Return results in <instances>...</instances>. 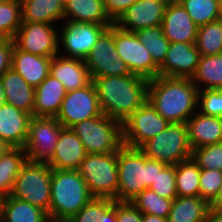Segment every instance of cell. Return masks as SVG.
<instances>
[{"label": "cell", "mask_w": 222, "mask_h": 222, "mask_svg": "<svg viewBox=\"0 0 222 222\" xmlns=\"http://www.w3.org/2000/svg\"><path fill=\"white\" fill-rule=\"evenodd\" d=\"M102 113L123 122L147 101L149 80L134 75L95 77L92 79Z\"/></svg>", "instance_id": "6da1fadb"}, {"label": "cell", "mask_w": 222, "mask_h": 222, "mask_svg": "<svg viewBox=\"0 0 222 222\" xmlns=\"http://www.w3.org/2000/svg\"><path fill=\"white\" fill-rule=\"evenodd\" d=\"M198 93L190 78L157 76L149 80L147 101L169 123H187L199 106Z\"/></svg>", "instance_id": "7a4b0ae2"}, {"label": "cell", "mask_w": 222, "mask_h": 222, "mask_svg": "<svg viewBox=\"0 0 222 222\" xmlns=\"http://www.w3.org/2000/svg\"><path fill=\"white\" fill-rule=\"evenodd\" d=\"M167 164L152 160L139 148L123 145L118 150V193L117 201L131 202L152 185Z\"/></svg>", "instance_id": "3957f363"}, {"label": "cell", "mask_w": 222, "mask_h": 222, "mask_svg": "<svg viewBox=\"0 0 222 222\" xmlns=\"http://www.w3.org/2000/svg\"><path fill=\"white\" fill-rule=\"evenodd\" d=\"M49 218L68 220L94 197L77 170L52 169Z\"/></svg>", "instance_id": "277c9868"}, {"label": "cell", "mask_w": 222, "mask_h": 222, "mask_svg": "<svg viewBox=\"0 0 222 222\" xmlns=\"http://www.w3.org/2000/svg\"><path fill=\"white\" fill-rule=\"evenodd\" d=\"M118 150L107 154H87L78 172L94 198H110L117 201Z\"/></svg>", "instance_id": "5b68a950"}, {"label": "cell", "mask_w": 222, "mask_h": 222, "mask_svg": "<svg viewBox=\"0 0 222 222\" xmlns=\"http://www.w3.org/2000/svg\"><path fill=\"white\" fill-rule=\"evenodd\" d=\"M70 128L88 154H107L123 146L122 124L104 114L78 122Z\"/></svg>", "instance_id": "8992f818"}, {"label": "cell", "mask_w": 222, "mask_h": 222, "mask_svg": "<svg viewBox=\"0 0 222 222\" xmlns=\"http://www.w3.org/2000/svg\"><path fill=\"white\" fill-rule=\"evenodd\" d=\"M52 168L47 162L27 161L21 167L10 194L46 211L49 216Z\"/></svg>", "instance_id": "52a82bcc"}, {"label": "cell", "mask_w": 222, "mask_h": 222, "mask_svg": "<svg viewBox=\"0 0 222 222\" xmlns=\"http://www.w3.org/2000/svg\"><path fill=\"white\" fill-rule=\"evenodd\" d=\"M139 149L147 158L167 165H177L191 158L187 123H170L162 132L143 143Z\"/></svg>", "instance_id": "ba28073f"}, {"label": "cell", "mask_w": 222, "mask_h": 222, "mask_svg": "<svg viewBox=\"0 0 222 222\" xmlns=\"http://www.w3.org/2000/svg\"><path fill=\"white\" fill-rule=\"evenodd\" d=\"M115 49L131 74L152 80L159 76V67L154 63L145 45L135 32L120 29L114 24Z\"/></svg>", "instance_id": "9c48e42d"}, {"label": "cell", "mask_w": 222, "mask_h": 222, "mask_svg": "<svg viewBox=\"0 0 222 222\" xmlns=\"http://www.w3.org/2000/svg\"><path fill=\"white\" fill-rule=\"evenodd\" d=\"M84 61L91 79L131 74L115 49L114 23L99 36L93 49Z\"/></svg>", "instance_id": "30bf717a"}, {"label": "cell", "mask_w": 222, "mask_h": 222, "mask_svg": "<svg viewBox=\"0 0 222 222\" xmlns=\"http://www.w3.org/2000/svg\"><path fill=\"white\" fill-rule=\"evenodd\" d=\"M170 123L146 101L122 124L123 145L139 148L143 143L162 132Z\"/></svg>", "instance_id": "8fae6325"}, {"label": "cell", "mask_w": 222, "mask_h": 222, "mask_svg": "<svg viewBox=\"0 0 222 222\" xmlns=\"http://www.w3.org/2000/svg\"><path fill=\"white\" fill-rule=\"evenodd\" d=\"M62 128L63 126L56 117L32 116L24 145L27 159L35 162H48L54 154Z\"/></svg>", "instance_id": "7c38bea8"}, {"label": "cell", "mask_w": 222, "mask_h": 222, "mask_svg": "<svg viewBox=\"0 0 222 222\" xmlns=\"http://www.w3.org/2000/svg\"><path fill=\"white\" fill-rule=\"evenodd\" d=\"M103 115L93 81L88 85L68 91L64 97L56 119L64 128L86 119Z\"/></svg>", "instance_id": "4fadbf2b"}, {"label": "cell", "mask_w": 222, "mask_h": 222, "mask_svg": "<svg viewBox=\"0 0 222 222\" xmlns=\"http://www.w3.org/2000/svg\"><path fill=\"white\" fill-rule=\"evenodd\" d=\"M59 36L48 23L22 22L13 38L14 45L27 53L54 57L59 53Z\"/></svg>", "instance_id": "5bb4252c"}, {"label": "cell", "mask_w": 222, "mask_h": 222, "mask_svg": "<svg viewBox=\"0 0 222 222\" xmlns=\"http://www.w3.org/2000/svg\"><path fill=\"white\" fill-rule=\"evenodd\" d=\"M112 24H96L66 21L60 30V41L65 57L85 59L99 36Z\"/></svg>", "instance_id": "9a60e30c"}, {"label": "cell", "mask_w": 222, "mask_h": 222, "mask_svg": "<svg viewBox=\"0 0 222 222\" xmlns=\"http://www.w3.org/2000/svg\"><path fill=\"white\" fill-rule=\"evenodd\" d=\"M170 0H137L114 24L122 30H139L161 25Z\"/></svg>", "instance_id": "2e32d148"}, {"label": "cell", "mask_w": 222, "mask_h": 222, "mask_svg": "<svg viewBox=\"0 0 222 222\" xmlns=\"http://www.w3.org/2000/svg\"><path fill=\"white\" fill-rule=\"evenodd\" d=\"M200 57L195 44L170 42L166 58L159 67V76L191 79Z\"/></svg>", "instance_id": "e0dca14e"}, {"label": "cell", "mask_w": 222, "mask_h": 222, "mask_svg": "<svg viewBox=\"0 0 222 222\" xmlns=\"http://www.w3.org/2000/svg\"><path fill=\"white\" fill-rule=\"evenodd\" d=\"M161 26L170 42L196 43L198 26L177 0L169 1Z\"/></svg>", "instance_id": "ac0fdd59"}, {"label": "cell", "mask_w": 222, "mask_h": 222, "mask_svg": "<svg viewBox=\"0 0 222 222\" xmlns=\"http://www.w3.org/2000/svg\"><path fill=\"white\" fill-rule=\"evenodd\" d=\"M86 149L79 137L71 128H62L55 151L47 164L57 170H78L81 162L87 156Z\"/></svg>", "instance_id": "d6986e66"}, {"label": "cell", "mask_w": 222, "mask_h": 222, "mask_svg": "<svg viewBox=\"0 0 222 222\" xmlns=\"http://www.w3.org/2000/svg\"><path fill=\"white\" fill-rule=\"evenodd\" d=\"M50 75L58 79L67 92L80 89L92 81L83 59L58 54L52 57Z\"/></svg>", "instance_id": "ffe728a7"}, {"label": "cell", "mask_w": 222, "mask_h": 222, "mask_svg": "<svg viewBox=\"0 0 222 222\" xmlns=\"http://www.w3.org/2000/svg\"><path fill=\"white\" fill-rule=\"evenodd\" d=\"M31 117V114L25 113L12 105L1 104L0 138L11 147L24 148Z\"/></svg>", "instance_id": "44dd1931"}, {"label": "cell", "mask_w": 222, "mask_h": 222, "mask_svg": "<svg viewBox=\"0 0 222 222\" xmlns=\"http://www.w3.org/2000/svg\"><path fill=\"white\" fill-rule=\"evenodd\" d=\"M52 57L39 56L19 50L15 45L11 68L33 88L39 86L50 74Z\"/></svg>", "instance_id": "7402d4cb"}, {"label": "cell", "mask_w": 222, "mask_h": 222, "mask_svg": "<svg viewBox=\"0 0 222 222\" xmlns=\"http://www.w3.org/2000/svg\"><path fill=\"white\" fill-rule=\"evenodd\" d=\"M187 126L192 149L222 142V118L198 111L188 119Z\"/></svg>", "instance_id": "603a6c76"}, {"label": "cell", "mask_w": 222, "mask_h": 222, "mask_svg": "<svg viewBox=\"0 0 222 222\" xmlns=\"http://www.w3.org/2000/svg\"><path fill=\"white\" fill-rule=\"evenodd\" d=\"M63 84L50 74L35 88L33 116L56 117L66 96Z\"/></svg>", "instance_id": "cb8c5ba5"}, {"label": "cell", "mask_w": 222, "mask_h": 222, "mask_svg": "<svg viewBox=\"0 0 222 222\" xmlns=\"http://www.w3.org/2000/svg\"><path fill=\"white\" fill-rule=\"evenodd\" d=\"M5 103L33 116L35 88L31 87L12 68L1 77Z\"/></svg>", "instance_id": "d4e9b609"}, {"label": "cell", "mask_w": 222, "mask_h": 222, "mask_svg": "<svg viewBox=\"0 0 222 222\" xmlns=\"http://www.w3.org/2000/svg\"><path fill=\"white\" fill-rule=\"evenodd\" d=\"M68 17L70 22L113 24L102 0H68L64 3V19Z\"/></svg>", "instance_id": "484cf974"}, {"label": "cell", "mask_w": 222, "mask_h": 222, "mask_svg": "<svg viewBox=\"0 0 222 222\" xmlns=\"http://www.w3.org/2000/svg\"><path fill=\"white\" fill-rule=\"evenodd\" d=\"M210 203L200 196L176 197L171 206L168 222H206Z\"/></svg>", "instance_id": "4316f807"}, {"label": "cell", "mask_w": 222, "mask_h": 222, "mask_svg": "<svg viewBox=\"0 0 222 222\" xmlns=\"http://www.w3.org/2000/svg\"><path fill=\"white\" fill-rule=\"evenodd\" d=\"M22 22L52 24L64 20L63 0H24L21 4Z\"/></svg>", "instance_id": "83f0119b"}, {"label": "cell", "mask_w": 222, "mask_h": 222, "mask_svg": "<svg viewBox=\"0 0 222 222\" xmlns=\"http://www.w3.org/2000/svg\"><path fill=\"white\" fill-rule=\"evenodd\" d=\"M191 80L199 90L222 89V54L201 56Z\"/></svg>", "instance_id": "f1b7e54d"}, {"label": "cell", "mask_w": 222, "mask_h": 222, "mask_svg": "<svg viewBox=\"0 0 222 222\" xmlns=\"http://www.w3.org/2000/svg\"><path fill=\"white\" fill-rule=\"evenodd\" d=\"M27 161L24 148L11 147L0 160V191L10 195L21 167Z\"/></svg>", "instance_id": "f546056e"}, {"label": "cell", "mask_w": 222, "mask_h": 222, "mask_svg": "<svg viewBox=\"0 0 222 222\" xmlns=\"http://www.w3.org/2000/svg\"><path fill=\"white\" fill-rule=\"evenodd\" d=\"M200 167L192 158L175 165V181L178 197L200 196Z\"/></svg>", "instance_id": "4dcf8cb0"}, {"label": "cell", "mask_w": 222, "mask_h": 222, "mask_svg": "<svg viewBox=\"0 0 222 222\" xmlns=\"http://www.w3.org/2000/svg\"><path fill=\"white\" fill-rule=\"evenodd\" d=\"M48 219V213L41 208L11 195L7 196L3 222H46Z\"/></svg>", "instance_id": "1f68e13d"}, {"label": "cell", "mask_w": 222, "mask_h": 222, "mask_svg": "<svg viewBox=\"0 0 222 222\" xmlns=\"http://www.w3.org/2000/svg\"><path fill=\"white\" fill-rule=\"evenodd\" d=\"M139 41L145 45L154 63L160 67L167 55L170 41L163 34L161 25L135 32Z\"/></svg>", "instance_id": "d6a6232c"}, {"label": "cell", "mask_w": 222, "mask_h": 222, "mask_svg": "<svg viewBox=\"0 0 222 222\" xmlns=\"http://www.w3.org/2000/svg\"><path fill=\"white\" fill-rule=\"evenodd\" d=\"M195 45L200 56L222 54V19L198 27Z\"/></svg>", "instance_id": "836d02e7"}, {"label": "cell", "mask_w": 222, "mask_h": 222, "mask_svg": "<svg viewBox=\"0 0 222 222\" xmlns=\"http://www.w3.org/2000/svg\"><path fill=\"white\" fill-rule=\"evenodd\" d=\"M198 26L220 19L219 0H177Z\"/></svg>", "instance_id": "e575fe53"}, {"label": "cell", "mask_w": 222, "mask_h": 222, "mask_svg": "<svg viewBox=\"0 0 222 222\" xmlns=\"http://www.w3.org/2000/svg\"><path fill=\"white\" fill-rule=\"evenodd\" d=\"M172 199L159 196L150 188L145 189L131 203L142 213L168 218Z\"/></svg>", "instance_id": "d590c367"}, {"label": "cell", "mask_w": 222, "mask_h": 222, "mask_svg": "<svg viewBox=\"0 0 222 222\" xmlns=\"http://www.w3.org/2000/svg\"><path fill=\"white\" fill-rule=\"evenodd\" d=\"M21 24V4L0 1V36L13 39Z\"/></svg>", "instance_id": "8d00e7d4"}, {"label": "cell", "mask_w": 222, "mask_h": 222, "mask_svg": "<svg viewBox=\"0 0 222 222\" xmlns=\"http://www.w3.org/2000/svg\"><path fill=\"white\" fill-rule=\"evenodd\" d=\"M114 205L110 198H93L75 215L68 219L69 222H99L102 216Z\"/></svg>", "instance_id": "74e56055"}, {"label": "cell", "mask_w": 222, "mask_h": 222, "mask_svg": "<svg viewBox=\"0 0 222 222\" xmlns=\"http://www.w3.org/2000/svg\"><path fill=\"white\" fill-rule=\"evenodd\" d=\"M191 158L200 169L222 171V142L192 149Z\"/></svg>", "instance_id": "f35d334b"}, {"label": "cell", "mask_w": 222, "mask_h": 222, "mask_svg": "<svg viewBox=\"0 0 222 222\" xmlns=\"http://www.w3.org/2000/svg\"><path fill=\"white\" fill-rule=\"evenodd\" d=\"M159 196L174 200L177 197L175 165H167L149 187Z\"/></svg>", "instance_id": "ab89813d"}, {"label": "cell", "mask_w": 222, "mask_h": 222, "mask_svg": "<svg viewBox=\"0 0 222 222\" xmlns=\"http://www.w3.org/2000/svg\"><path fill=\"white\" fill-rule=\"evenodd\" d=\"M222 184V171L216 169H201L200 197L211 203L218 195Z\"/></svg>", "instance_id": "60d3db41"}, {"label": "cell", "mask_w": 222, "mask_h": 222, "mask_svg": "<svg viewBox=\"0 0 222 222\" xmlns=\"http://www.w3.org/2000/svg\"><path fill=\"white\" fill-rule=\"evenodd\" d=\"M198 104L202 114L221 118L220 89L199 90Z\"/></svg>", "instance_id": "b9f144b4"}, {"label": "cell", "mask_w": 222, "mask_h": 222, "mask_svg": "<svg viewBox=\"0 0 222 222\" xmlns=\"http://www.w3.org/2000/svg\"><path fill=\"white\" fill-rule=\"evenodd\" d=\"M117 222H142L143 214L131 203L116 201Z\"/></svg>", "instance_id": "7bdbcfd3"}, {"label": "cell", "mask_w": 222, "mask_h": 222, "mask_svg": "<svg viewBox=\"0 0 222 222\" xmlns=\"http://www.w3.org/2000/svg\"><path fill=\"white\" fill-rule=\"evenodd\" d=\"M106 14L114 23L137 0H102Z\"/></svg>", "instance_id": "ee69618b"}, {"label": "cell", "mask_w": 222, "mask_h": 222, "mask_svg": "<svg viewBox=\"0 0 222 222\" xmlns=\"http://www.w3.org/2000/svg\"><path fill=\"white\" fill-rule=\"evenodd\" d=\"M14 49L13 39H3L0 42V77L11 69L12 52Z\"/></svg>", "instance_id": "f6af8a7d"}, {"label": "cell", "mask_w": 222, "mask_h": 222, "mask_svg": "<svg viewBox=\"0 0 222 222\" xmlns=\"http://www.w3.org/2000/svg\"><path fill=\"white\" fill-rule=\"evenodd\" d=\"M99 222H117L115 200L114 205L102 216V220H100Z\"/></svg>", "instance_id": "bcb514c9"}, {"label": "cell", "mask_w": 222, "mask_h": 222, "mask_svg": "<svg viewBox=\"0 0 222 222\" xmlns=\"http://www.w3.org/2000/svg\"><path fill=\"white\" fill-rule=\"evenodd\" d=\"M206 222H222V208H210Z\"/></svg>", "instance_id": "7dc6e473"}, {"label": "cell", "mask_w": 222, "mask_h": 222, "mask_svg": "<svg viewBox=\"0 0 222 222\" xmlns=\"http://www.w3.org/2000/svg\"><path fill=\"white\" fill-rule=\"evenodd\" d=\"M210 208H214V209L222 208V184H221V187L219 189L218 195L210 203Z\"/></svg>", "instance_id": "c3c4849f"}, {"label": "cell", "mask_w": 222, "mask_h": 222, "mask_svg": "<svg viewBox=\"0 0 222 222\" xmlns=\"http://www.w3.org/2000/svg\"><path fill=\"white\" fill-rule=\"evenodd\" d=\"M142 222H168L167 218L158 217L150 214H143Z\"/></svg>", "instance_id": "681fc988"}, {"label": "cell", "mask_w": 222, "mask_h": 222, "mask_svg": "<svg viewBox=\"0 0 222 222\" xmlns=\"http://www.w3.org/2000/svg\"><path fill=\"white\" fill-rule=\"evenodd\" d=\"M7 196L8 195L0 191V222H3V213Z\"/></svg>", "instance_id": "f907efd6"}, {"label": "cell", "mask_w": 222, "mask_h": 222, "mask_svg": "<svg viewBox=\"0 0 222 222\" xmlns=\"http://www.w3.org/2000/svg\"><path fill=\"white\" fill-rule=\"evenodd\" d=\"M10 148L11 146L7 144L3 139L0 138V160L2 158V155Z\"/></svg>", "instance_id": "816d5d0a"}, {"label": "cell", "mask_w": 222, "mask_h": 222, "mask_svg": "<svg viewBox=\"0 0 222 222\" xmlns=\"http://www.w3.org/2000/svg\"><path fill=\"white\" fill-rule=\"evenodd\" d=\"M5 103V96H4V90H3V86H2V82L0 79V105Z\"/></svg>", "instance_id": "f5cc1de1"}, {"label": "cell", "mask_w": 222, "mask_h": 222, "mask_svg": "<svg viewBox=\"0 0 222 222\" xmlns=\"http://www.w3.org/2000/svg\"><path fill=\"white\" fill-rule=\"evenodd\" d=\"M46 222H69L68 220L49 218Z\"/></svg>", "instance_id": "db71d44e"}, {"label": "cell", "mask_w": 222, "mask_h": 222, "mask_svg": "<svg viewBox=\"0 0 222 222\" xmlns=\"http://www.w3.org/2000/svg\"><path fill=\"white\" fill-rule=\"evenodd\" d=\"M0 1L22 4V2H23L24 0H0Z\"/></svg>", "instance_id": "11a10c76"}, {"label": "cell", "mask_w": 222, "mask_h": 222, "mask_svg": "<svg viewBox=\"0 0 222 222\" xmlns=\"http://www.w3.org/2000/svg\"><path fill=\"white\" fill-rule=\"evenodd\" d=\"M219 9H220V19H222V0H220Z\"/></svg>", "instance_id": "9f6ffc18"}, {"label": "cell", "mask_w": 222, "mask_h": 222, "mask_svg": "<svg viewBox=\"0 0 222 222\" xmlns=\"http://www.w3.org/2000/svg\"><path fill=\"white\" fill-rule=\"evenodd\" d=\"M220 104H221V118H222V89H220Z\"/></svg>", "instance_id": "6f0895ef"}]
</instances>
